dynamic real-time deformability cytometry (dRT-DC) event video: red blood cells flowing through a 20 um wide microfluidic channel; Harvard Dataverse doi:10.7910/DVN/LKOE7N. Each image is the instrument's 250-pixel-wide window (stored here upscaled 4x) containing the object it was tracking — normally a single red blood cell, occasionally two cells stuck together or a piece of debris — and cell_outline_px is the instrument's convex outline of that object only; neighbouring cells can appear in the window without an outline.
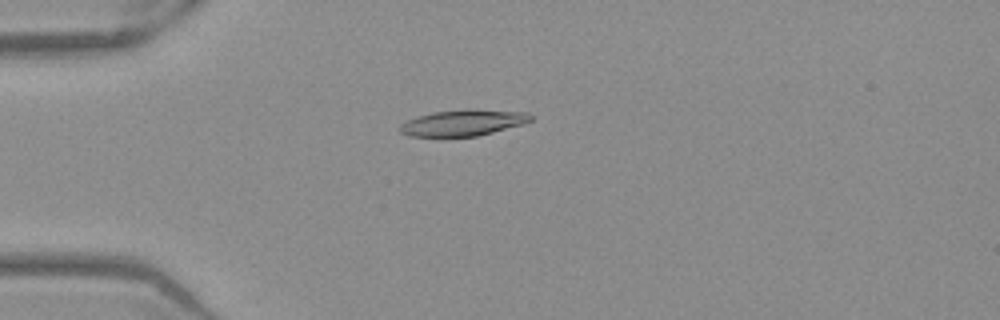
{"species": "Egyptian fruit bat (a non-hibernating species)", "species_latin": "Rousettus aegyptiacus", "temperature_condition": "warm", "stored_images_in_passage": 41, "camera_frame_rate_fps": 3000, "um_per_image_px": 0.085, "frame": {"image": 1, "passage_image": 3, "time_ms": 0.667, "image_size_px": [1000, 320], "cell_outline_px": [[532, 120], [524, 124], [476, 136], [408, 136], [400, 132], [396, 128], [400, 124], [416, 116], [432, 112], [464, 108], [472, 108], [528, 112], [532, 116]], "centroid_in_image_um": [39.35, 10.41], "position_along_channel_um": 45.7, "area_um2": 20.29}}
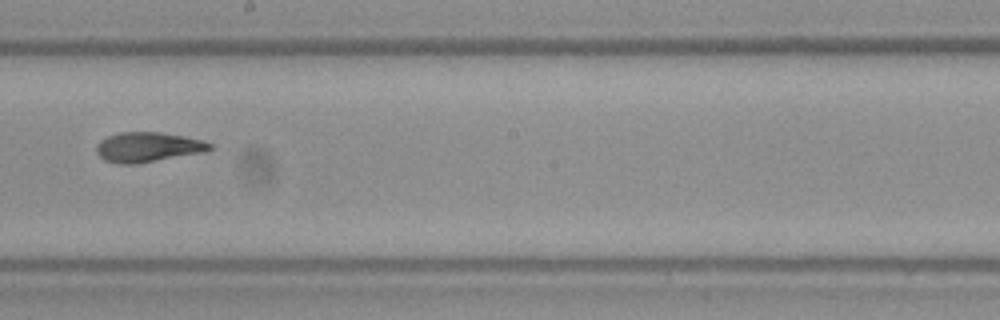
{"frame": {"image": 2, "passage_image": 19, "time_ms": 6.0, "image_size_px": [1000, 320], "cell_outline_px": [[212, 148], [204, 152], [136, 164], [120, 164], [104, 160], [96, 152], [96, 144], [100, 140], [108, 136], [120, 132], [160, 132], [184, 136], [204, 140], [212, 144]], "centroid_in_image_um": [12.56, 12.5], "position_along_channel_um": 235.6, "area_um2": 19.77}}
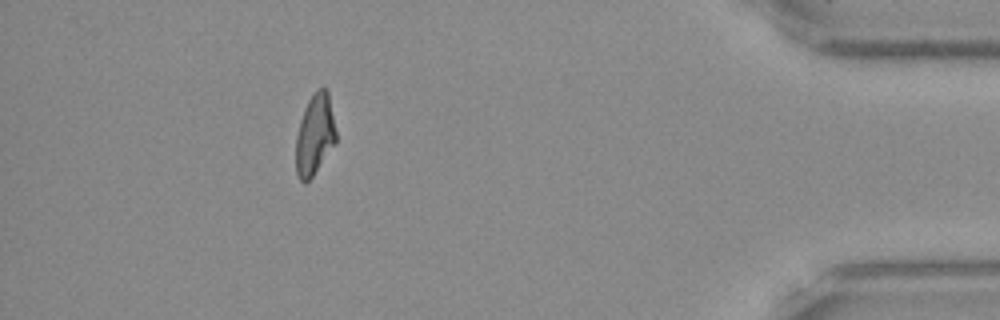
{"frame": {"image": 3, "passage_image": 36, "time_ms": 11.667, "image_size_px": [1000, 320], "cell_outline_px": [[336, 140], [312, 176], [304, 184], [300, 180], [296, 172], [296, 136], [300, 120], [304, 108], [308, 100], [316, 88], [324, 88], [328, 92], [336, 132]], "centroid_in_image_um": [26.73, 11.42], "position_along_channel_um": 408.5, "area_um2": 18.55}, "authors_computed_cell_mechanics": {"area_um2": 19.7098, "velocity_mm_per_s": 3.95, "shape_relaxation_time_tau1_ms": 9.345, "shape_relaxation_time_tau2_ms": 2.0223, "deformation_change_tau1": 0.266, "deformation_change_tau2": 0.0941}}